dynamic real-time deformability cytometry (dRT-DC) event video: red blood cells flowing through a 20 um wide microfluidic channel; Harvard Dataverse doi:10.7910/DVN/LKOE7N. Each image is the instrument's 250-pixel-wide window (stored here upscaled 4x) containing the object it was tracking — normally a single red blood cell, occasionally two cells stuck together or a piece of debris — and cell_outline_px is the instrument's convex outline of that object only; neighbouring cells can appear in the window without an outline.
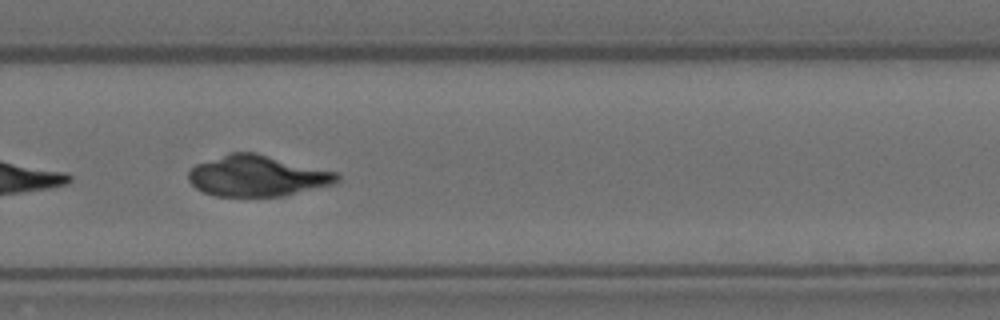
{"species": "Egyptian fruit bat (a non-hibernating species)", "species_latin": "Rousettus aegyptiacus", "temperature_condition": "room temperature", "stored_images_in_passage": 31, "segment_of_instrument_passage": [2, 2], "camera_frame_rate_fps": 3000, "um_per_image_px": 0.085, "animal": {"sex": "female"}, "frame": {"image": 1, "passage_image": 22, "time_ms": 7.0, "image_size_px": [1000, 320], "cell_outline_px": [[340, 180], [336, 184], [284, 196], [216, 196], [204, 192], [196, 188], [188, 180], [188, 168], [196, 164], [228, 152], [256, 152], [336, 172], [340, 176]], "centroid_in_image_um": [21.87, 14.94], "position_along_channel_um": 307.9, "area_um2": 35.84}}